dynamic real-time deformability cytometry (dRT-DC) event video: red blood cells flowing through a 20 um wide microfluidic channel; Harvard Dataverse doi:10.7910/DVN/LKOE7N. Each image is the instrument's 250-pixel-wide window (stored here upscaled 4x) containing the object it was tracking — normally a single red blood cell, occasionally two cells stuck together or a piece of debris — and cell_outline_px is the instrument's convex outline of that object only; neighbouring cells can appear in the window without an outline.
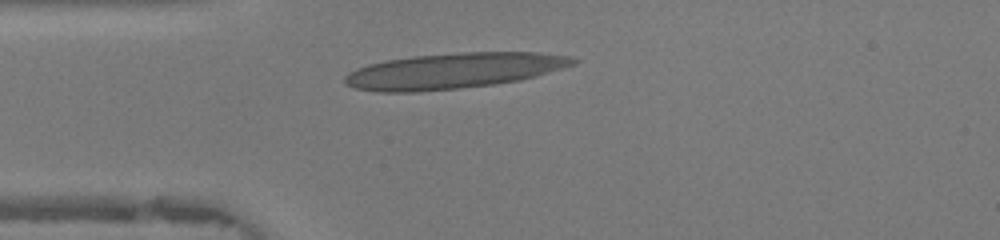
{"species": "human", "species_latin": "Homo sapiens", "temperature_condition": "warm", "stored_images_in_passage": 37, "camera_frame_rate_fps": 3000, "um_per_image_px": 0.085, "donor": {"sex": "female"}, "frame": {"image": 1, "passage_image": 10, "time_ms": 3.0, "image_size_px": [1000, 240], "cell_outline_px": [[580, 60], [576, 64], [564, 68], [520, 80], [492, 84], [460, 88], [416, 92], [376, 92], [356, 88], [344, 84], [344, 76], [348, 72], [356, 68], [368, 64], [388, 60], [412, 56], [460, 52], [536, 52], [572, 56]], "centroid_in_image_um": [38.56, 6.01], "position_along_channel_um": 46.4, "area_um2": 47.57}}
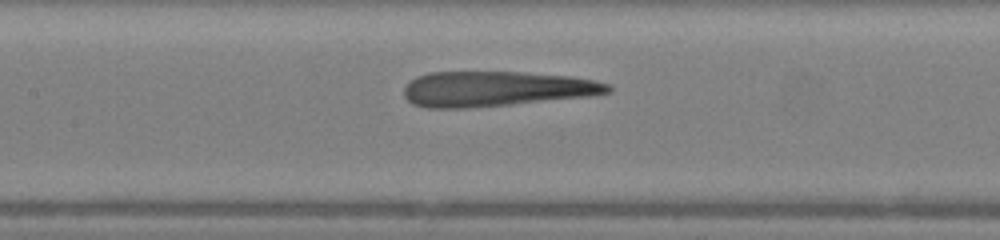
{"frame": {"image": 2, "passage_image": 19, "time_ms": 6.0, "image_size_px": [1000, 240], "cell_outline_px": [[612, 92], [596, 96], [512, 104], [468, 108], [428, 108], [412, 104], [404, 96], [404, 88], [416, 76], [428, 72], [520, 72], [568, 76], [596, 80], [612, 84]], "centroid_in_image_um": [42.23, 7.56], "position_along_channel_um": 165.2, "area_um2": 42.19}}
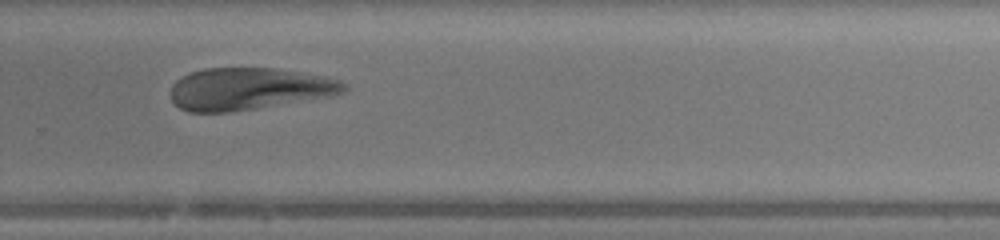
{"frame": {"image": 3, "passage_image": 29, "time_ms": 9.333, "image_size_px": [1000, 240], "cell_outline_px": [[348, 88], [344, 92], [332, 96], [232, 112], [188, 112], [180, 108], [172, 100], [172, 84], [176, 80], [188, 72], [204, 68], [272, 68], [304, 72], [328, 76], [340, 80], [348, 84]], "centroid_in_image_um": [21.2, 7.54], "position_along_channel_um": 308.6, "area_um2": 42.89}, "authors_computed_cell_mechanics": {"area_um2": 44.1014, "velocity_mm_per_s": 4.3188, "shape_relaxation_time_tau1_ms": null, "shape_relaxation_time_tau2_ms": 1.2971, "deformation_change_tau1": null, "deformation_change_tau2": 0.1108}}